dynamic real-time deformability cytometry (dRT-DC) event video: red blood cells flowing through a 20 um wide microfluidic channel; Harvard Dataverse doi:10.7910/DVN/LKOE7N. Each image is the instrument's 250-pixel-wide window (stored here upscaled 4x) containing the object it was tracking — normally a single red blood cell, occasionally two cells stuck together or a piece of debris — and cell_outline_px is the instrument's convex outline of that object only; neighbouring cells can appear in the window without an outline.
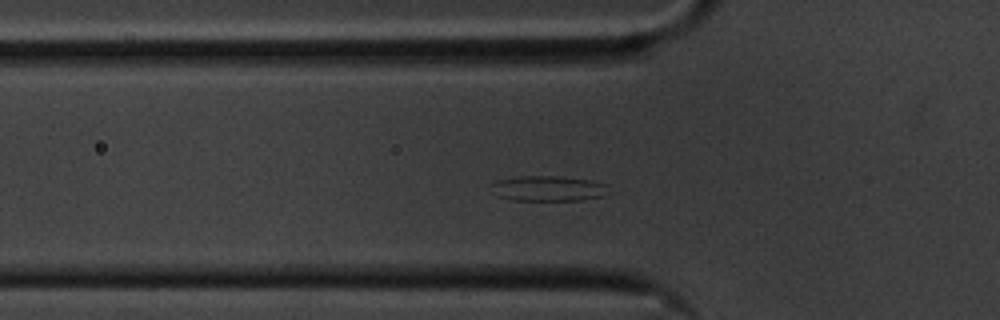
{"species": "common noctule bat (a hibernating species)", "species_latin": "Nyctalus noctula", "temperature_condition": "cold", "stored_images_in_passage": 44, "camera_frame_rate_fps": 3000, "um_per_image_px": 0.085, "animal": {"sex": "male", "body_mass_g": 20.1, "forearm_length_mm": 53.5}, "frame": {"image": 1, "passage_image": 12, "time_ms": 3.667, "image_size_px": [1000, 320], "cell_outline_px": [[604, 196], [580, 200], [512, 200], [496, 196], [492, 184], [496, 180], [520, 176], [560, 176], [592, 180], [604, 184]], "centroid_in_image_um": [46.54, 16.01], "position_along_channel_um": 79.3, "area_um2": 17.05}}
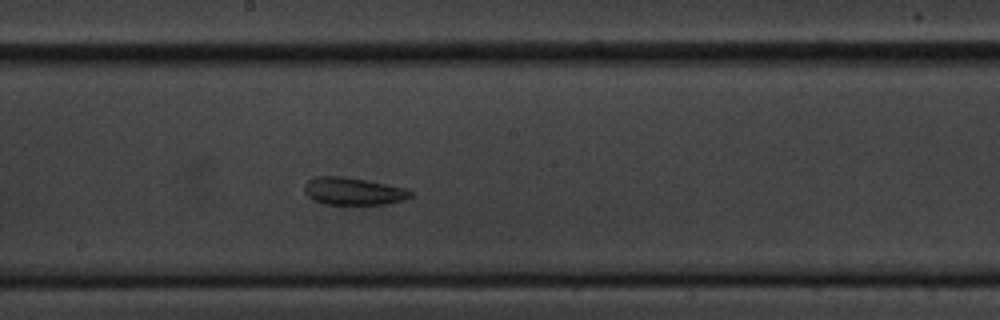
{"frame": {"image": 2, "passage_image": 24, "time_ms": 7.667, "image_size_px": [1000, 320], "cell_outline_px": [[416, 192], [412, 196], [404, 200], [388, 204], [324, 204], [308, 196], [304, 192], [304, 184], [308, 180], [316, 176], [340, 176], [364, 180], [404, 188]], "centroid_in_image_um": [30.04, 16.26], "position_along_channel_um": 218.2, "area_um2": 16.88}}
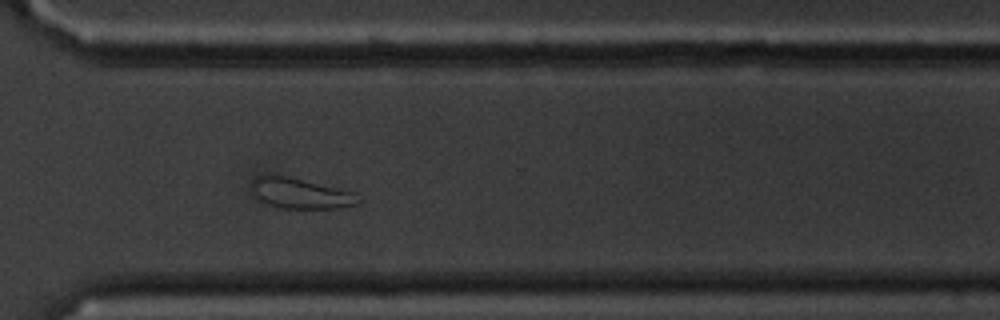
{"frame": {"image": 3, "passage_image": 35, "time_ms": 11.333, "image_size_px": [1000, 320], "cell_outline_px": [[364, 200], [356, 204], [336, 208], [280, 208], [268, 204], [252, 196], [252, 180], [256, 176], [272, 172], [352, 192]], "centroid_in_image_um": [25.46, 16.41], "position_along_channel_um": 345.1, "area_um2": 19.13}, "authors_computed_cell_mechanics": {"area_um2": 17.4556, "velocity_mm_per_s": 3.4598, "shape_relaxation_time_tau1_ms": null, "shape_relaxation_time_tau2_ms": 3.0639, "deformation_change_tau1": null, "deformation_change_tau2": 0.1062}}